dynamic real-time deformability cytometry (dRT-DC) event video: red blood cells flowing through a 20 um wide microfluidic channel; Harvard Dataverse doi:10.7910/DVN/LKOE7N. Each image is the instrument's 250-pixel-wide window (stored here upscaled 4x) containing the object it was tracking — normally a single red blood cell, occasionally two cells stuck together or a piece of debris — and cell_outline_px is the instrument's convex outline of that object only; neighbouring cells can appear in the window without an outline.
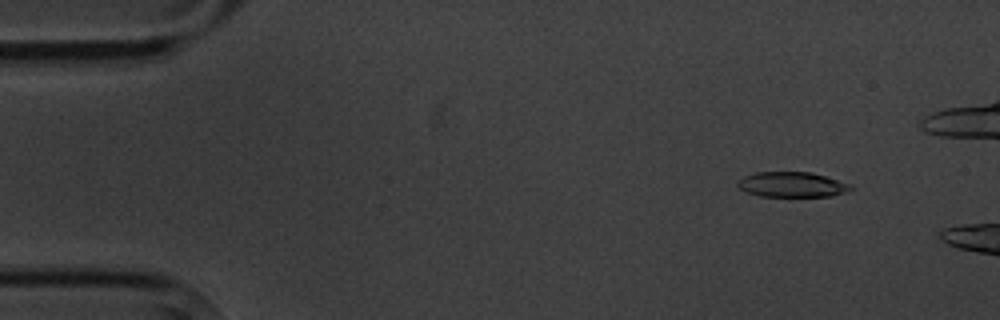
{"species": "common noctule bat (a hibernating species)", "species_latin": "Nyctalus noctula", "temperature_condition": "cold", "stored_images_in_passage": 4, "camera_frame_rate_fps": 3000, "um_per_image_px": 0.085, "animal": {"sex": "male", "body_mass_g": 20.1, "forearm_length_mm": 53.5}, "frame": {"image": 1, "passage_image": 2, "time_ms": 1.0, "image_size_px": [1000, 320], "cell_outline_px": [[856, 188], [848, 192], [832, 196], [760, 196], [748, 192], [740, 188], [736, 184], [736, 180], [744, 176], [756, 172], [812, 172], [852, 184]], "centroid_in_image_um": [67.37, 15.68], "position_along_channel_um": 17.6, "area_um2": 16.76}}